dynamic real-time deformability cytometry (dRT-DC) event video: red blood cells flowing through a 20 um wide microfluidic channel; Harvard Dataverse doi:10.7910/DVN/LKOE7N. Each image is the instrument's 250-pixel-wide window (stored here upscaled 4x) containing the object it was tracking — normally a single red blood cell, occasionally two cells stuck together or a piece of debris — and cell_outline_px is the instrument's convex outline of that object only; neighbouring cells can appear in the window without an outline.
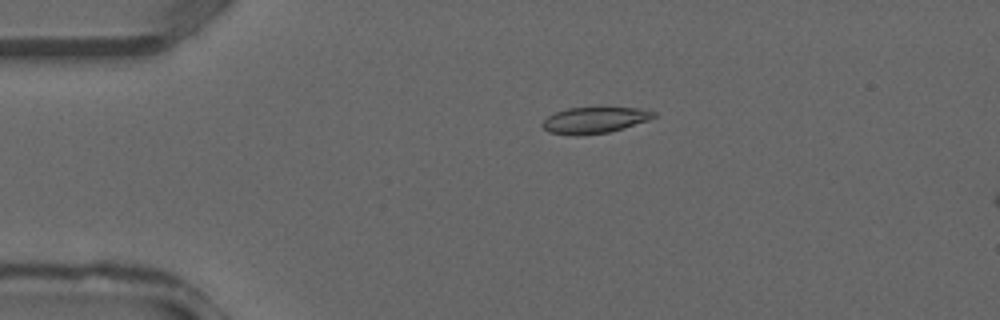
{"species": "common noctule bat (a hibernating species)", "species_latin": "Nyctalus noctula", "temperature_condition": "warm", "stored_images_in_passage": 35, "camera_frame_rate_fps": 3000, "um_per_image_px": 0.085, "animal": {"sex": "male", "forearm_length_mm": 52.5}, "frame": {"image": 1, "passage_image": 6, "time_ms": 1.667, "image_size_px": [1000, 320], "cell_outline_px": [[656, 116], [648, 120], [624, 128], [608, 132], [576, 136], [572, 136], [548, 132], [540, 124], [548, 116], [556, 112], [568, 108], [644, 108], [656, 112]], "centroid_in_image_um": [50.53, 10.22], "position_along_channel_um": 34.5, "area_um2": 16.99}}
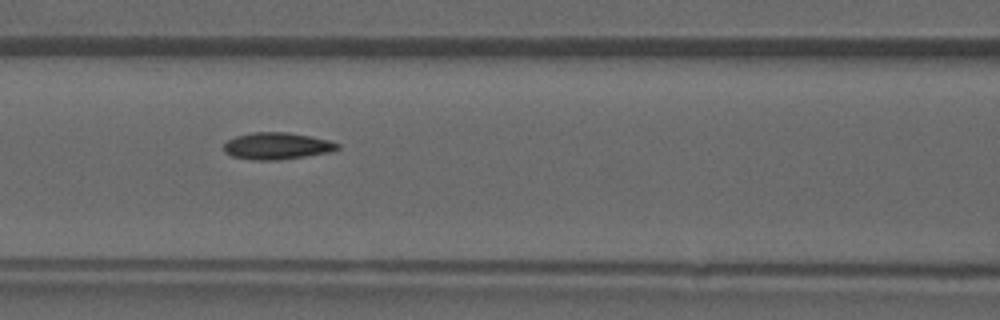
{"frame": {"image": 2, "passage_image": 14, "time_ms": 4.333, "image_size_px": [1000, 320], "cell_outline_px": [[340, 148], [332, 152], [280, 160], [252, 160], [232, 156], [224, 152], [224, 144], [228, 140], [236, 136], [252, 132], [288, 132], [312, 136], [328, 140], [340, 144]], "centroid_in_image_um": [23.56, 12.41], "position_along_channel_um": 143.0, "area_um2": 17.98}}
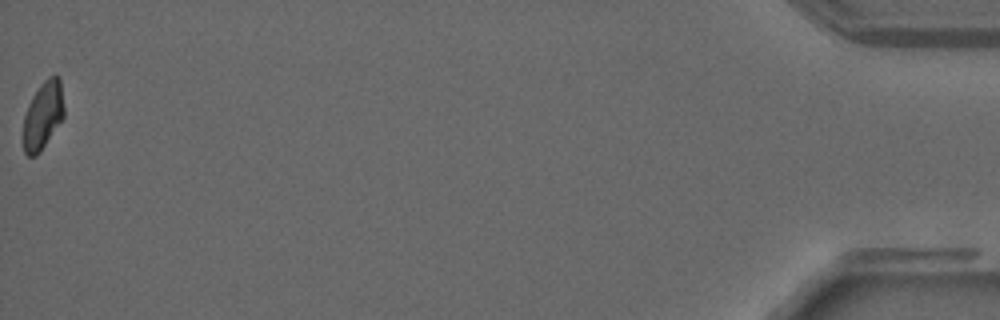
{"frame": {"image": 3, "passage_image": 35, "time_ms": 11.333, "image_size_px": [1000, 320], "cell_outline_px": [[64, 116], [40, 152], [36, 156], [28, 156], [24, 152], [24, 116], [28, 104], [32, 96], [40, 84], [48, 76], [56, 72], [60, 80], [64, 108]], "centroid_in_image_um": [3.66, 9.76], "position_along_channel_um": 431.5, "area_um2": 16.07}}